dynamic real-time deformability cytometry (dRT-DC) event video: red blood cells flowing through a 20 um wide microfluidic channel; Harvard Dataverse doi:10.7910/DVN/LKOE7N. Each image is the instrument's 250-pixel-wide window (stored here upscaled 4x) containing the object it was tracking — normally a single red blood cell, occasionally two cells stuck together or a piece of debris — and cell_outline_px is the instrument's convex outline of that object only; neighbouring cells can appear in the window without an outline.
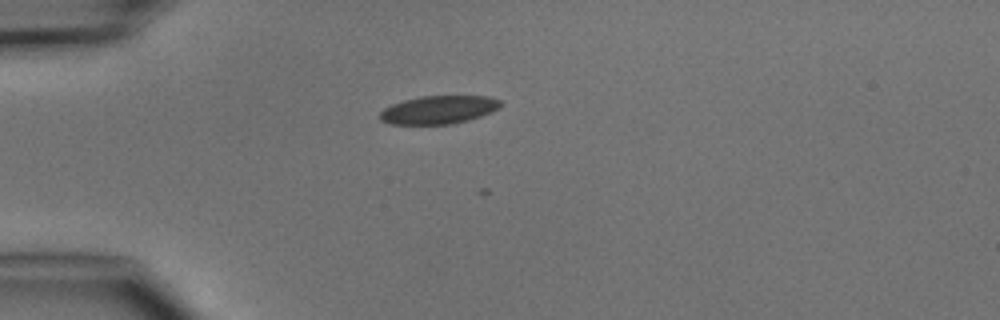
{"species": "common noctule bat (a hibernating species)", "species_latin": "Nyctalus noctula", "temperature_condition": "cold", "stored_images_in_passage": 1, "camera_frame_rate_fps": 3000, "um_per_image_px": 0.085, "animal": {"sex": "male", "body_mass_g": 15.6}, "frame": {"image": 1, "passage_image": 1, "time_ms": 0.0, "image_size_px": [1000, 320], "cell_outline_px": [[500, 104], [496, 108], [480, 116], [468, 120], [452, 124], [388, 124], [380, 120], [380, 112], [384, 108], [392, 104], [404, 100], [420, 96], [488, 96], [500, 100]], "centroid_in_image_um": [37.22, 9.33], "position_along_channel_um": 47.8, "area_um2": 19.59}}